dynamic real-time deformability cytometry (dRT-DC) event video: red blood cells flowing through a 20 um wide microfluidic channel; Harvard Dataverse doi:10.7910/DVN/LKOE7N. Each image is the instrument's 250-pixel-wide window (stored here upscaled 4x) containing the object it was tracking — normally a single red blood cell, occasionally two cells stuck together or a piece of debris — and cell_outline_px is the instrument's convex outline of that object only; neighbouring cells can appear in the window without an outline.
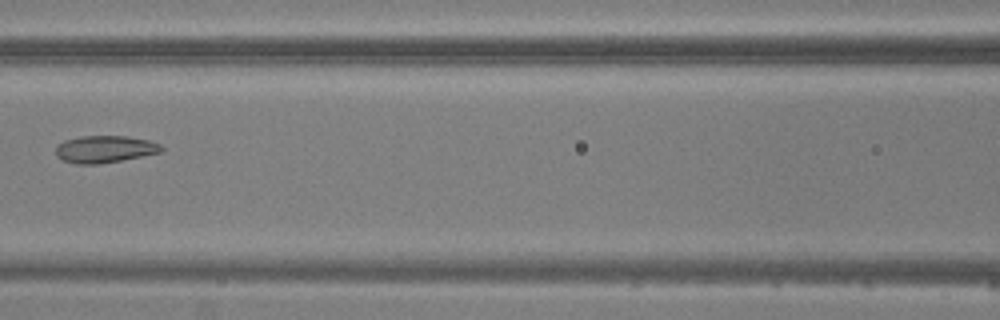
{"species": "common noctule bat (a hibernating species)", "species_latin": "Nyctalus noctula", "temperature_condition": "warm", "stored_images_in_passage": 6, "camera_frame_rate_fps": 3000, "um_per_image_px": 0.085, "animal": {"sex": "male", "body_mass_g": 20.5, "forearm_length_mm": 52.5}, "frame": {"image": 1, "passage_image": 6, "time_ms": 5.667, "image_size_px": [1000, 320], "cell_outline_px": [[164, 148], [160, 152], [120, 160], [96, 164], [76, 164], [64, 160], [56, 156], [56, 148], [64, 140], [80, 136], [124, 136], [148, 140], [160, 144]], "centroid_in_image_um": [8.88, 12.67], "position_along_channel_um": 157.7, "area_um2": 16.42}}